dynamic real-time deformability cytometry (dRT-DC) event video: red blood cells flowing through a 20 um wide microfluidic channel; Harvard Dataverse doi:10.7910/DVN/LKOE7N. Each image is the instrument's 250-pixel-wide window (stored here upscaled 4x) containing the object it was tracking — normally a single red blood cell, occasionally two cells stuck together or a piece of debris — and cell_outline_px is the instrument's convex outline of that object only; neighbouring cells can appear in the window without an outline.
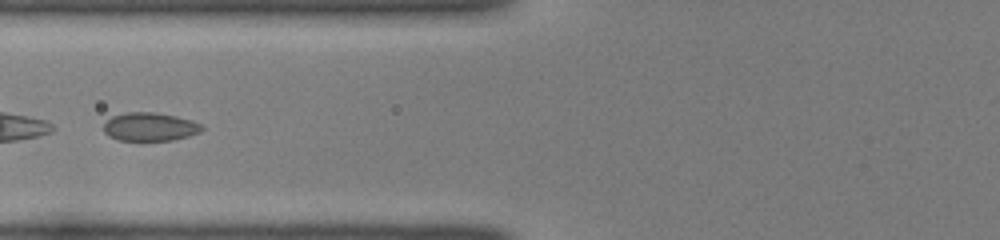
{"species": "common noctule bat (a hibernating species)", "species_latin": "Nyctalus noctula", "temperature_condition": "room temperature", "stored_images_in_passage": 46, "camera_frame_rate_fps": 3000, "um_per_image_px": 0.085, "animal": {"sex": "female", "body_mass_g": 22.0, "forearm_length_mm": 56.7}, "frame": {"image": 1, "passage_image": 18, "time_ms": 5.667, "image_size_px": [1000, 240], "cell_outline_px": [[204, 128], [200, 132], [188, 136], [172, 140], [120, 140], [108, 136], [104, 132], [104, 124], [112, 116], [128, 112], [152, 112], [176, 116], [192, 120], [200, 124]], "centroid_in_image_um": [12.74, 10.77], "position_along_channel_um": 113.1, "area_um2": 16.13}}
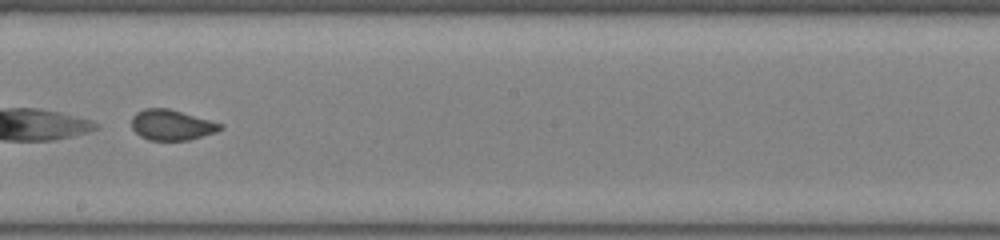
{"frame": {"image": 2, "passage_image": 27, "time_ms": 8.667, "image_size_px": [1000, 240], "cell_outline_px": [[224, 128], [216, 132], [188, 140], [148, 140], [140, 136], [132, 128], [132, 116], [136, 112], [144, 108], [168, 108], [224, 124]], "centroid_in_image_um": [14.59, 10.62], "position_along_channel_um": 233.6, "area_um2": 15.78}}
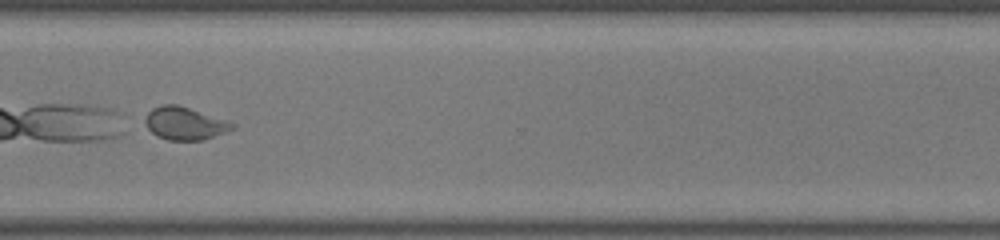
{"frame": {"image": 3, "passage_image": 36, "time_ms": 11.667, "image_size_px": [1000, 240], "cell_outline_px": [[236, 128], [204, 140], [168, 140], [156, 136], [144, 128], [144, 120], [148, 112], [152, 108], [164, 104], [180, 104], [228, 120], [236, 124]], "centroid_in_image_um": [15.69, 10.48], "position_along_channel_um": 354.9, "area_um2": 17.17}, "authors_computed_cell_mechanics": {"area_um2": 27.6862, "velocity_mm_per_s": 4.028, "shape_relaxation_time_tau1_ms": null, "shape_relaxation_time_tau2_ms": 0.683, "deformation_change_tau1": null, "deformation_change_tau2": 0.0684}}